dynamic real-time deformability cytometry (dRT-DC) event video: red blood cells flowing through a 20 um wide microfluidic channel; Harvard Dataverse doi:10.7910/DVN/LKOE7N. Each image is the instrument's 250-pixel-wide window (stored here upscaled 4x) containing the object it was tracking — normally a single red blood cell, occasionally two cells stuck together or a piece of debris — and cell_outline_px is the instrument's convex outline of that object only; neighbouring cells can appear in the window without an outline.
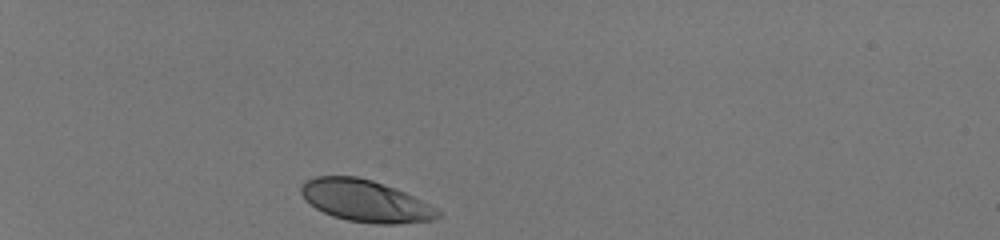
{"species": "human", "species_latin": "Homo sapiens", "temperature_condition": "room temperature", "stored_images_in_passage": 32, "camera_frame_rate_fps": 3000, "um_per_image_px": 0.085, "donor": {"sex": "male"}, "frame": {"image": 1, "passage_image": 1, "time_ms": 0.0, "image_size_px": [1000, 240], "cell_outline_px": [[440, 216], [436, 220], [396, 224], [376, 224], [348, 220], [332, 216], [316, 208], [304, 200], [300, 192], [300, 188], [308, 180], [316, 176], [356, 176], [372, 180], [396, 188], [436, 208], [440, 212]], "centroid_in_image_um": [31.06, 17.08], "position_along_channel_um": 53.9, "area_um2": 33.23}}
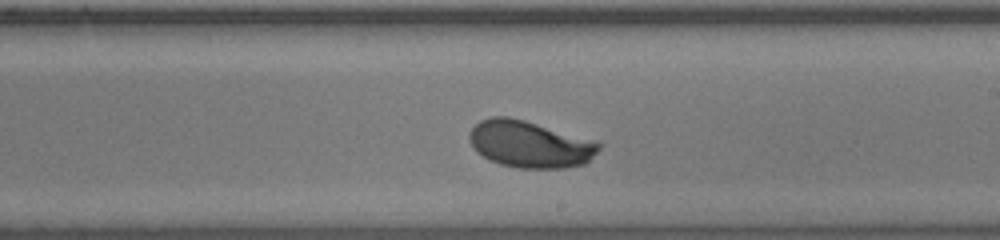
{"frame": {"image": 2, "passage_image": 19, "time_ms": 6.0, "image_size_px": [1000, 240], "cell_outline_px": [[600, 148], [584, 164], [564, 168], [516, 168], [500, 164], [488, 160], [468, 140], [468, 136], [472, 128], [480, 120], [492, 116], [508, 116], [524, 120], [596, 140], [600, 144]], "centroid_in_image_um": [45.03, 12.25], "position_along_channel_um": 244.0, "area_um2": 35.2}}
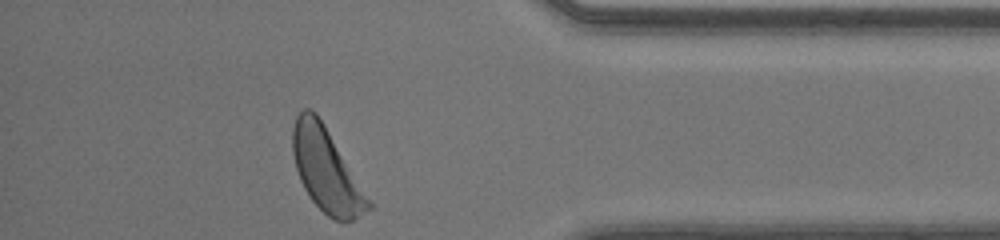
{"frame": {"image": 3, "passage_image": 32, "time_ms": 10.333, "image_size_px": [1000, 240], "cell_outline_px": [[372, 208], [352, 220], [336, 220], [328, 216], [312, 200], [304, 188], [300, 180], [296, 168], [292, 152], [292, 128], [296, 116], [304, 108], [312, 108], [316, 112], [324, 124], [372, 204]], "centroid_in_image_um": [27.7, 14.42], "position_along_channel_um": 407.5, "area_um2": 36.07}, "authors_computed_cell_mechanics": {"area_um2": 34.6222, "velocity_mm_per_s": 4.0802, "shape_relaxation_time_tau1_ms": 2.9388, "shape_relaxation_time_tau2_ms": null, "deformation_change_tau1": 0.1784, "deformation_change_tau2": null}}